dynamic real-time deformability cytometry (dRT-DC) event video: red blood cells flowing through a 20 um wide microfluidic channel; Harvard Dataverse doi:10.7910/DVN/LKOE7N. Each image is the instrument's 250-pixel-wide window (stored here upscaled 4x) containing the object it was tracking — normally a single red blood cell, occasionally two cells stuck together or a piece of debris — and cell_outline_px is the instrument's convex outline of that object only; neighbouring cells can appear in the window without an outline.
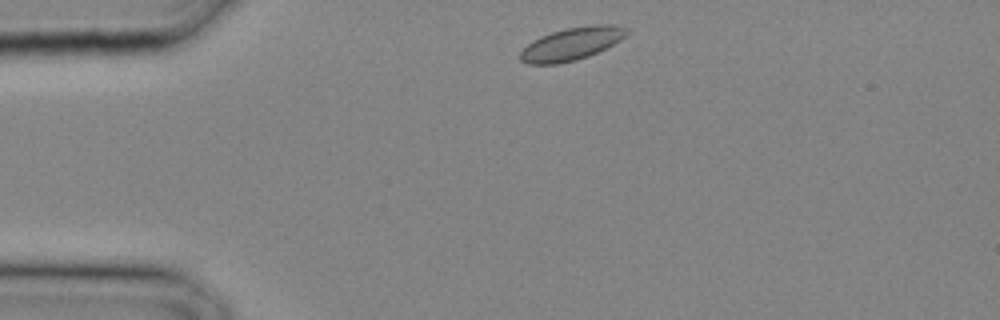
{"species": "common noctule bat (a hibernating species)", "species_latin": "Nyctalus noctula", "temperature_condition": "cold", "stored_images_in_passage": 21, "camera_frame_rate_fps": 3000, "um_per_image_px": 0.085, "animal": {"sex": "male", "body_mass_g": 20.4}, "frame": {"image": 1, "passage_image": 1, "time_ms": 0.0, "image_size_px": [1000, 320], "cell_outline_px": [[628, 32], [620, 40], [588, 56], [576, 60], [556, 64], [528, 64], [520, 60], [520, 52], [532, 40], [540, 36], [552, 32], [568, 28], [592, 24], [616, 24], [628, 28]], "centroid_in_image_um": [48.58, 3.71], "position_along_channel_um": 36.4, "area_um2": 20.17}}
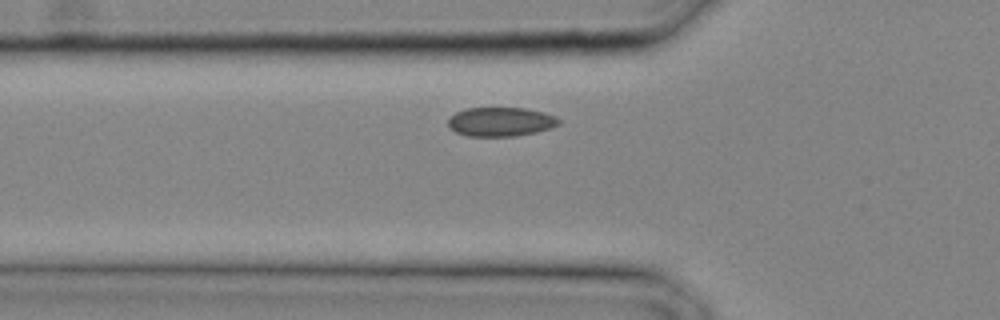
{"frame": {"image": 2, "passage_image": 5, "time_ms": 1.333, "image_size_px": [1000, 320], "cell_outline_px": [[560, 124], [536, 132], [512, 136], [468, 136], [456, 132], [448, 128], [448, 116], [464, 108], [528, 108], [544, 112], [556, 116], [560, 120]], "centroid_in_image_um": [42.52, 10.34], "position_along_channel_um": 83.3, "area_um2": 18.9}}
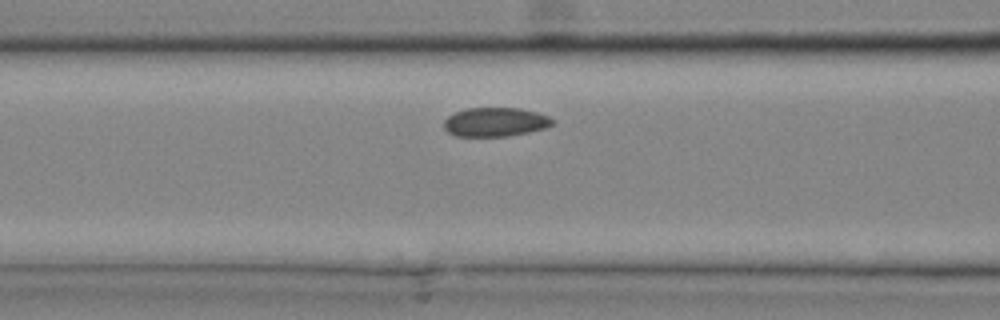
{"frame": {"image": 3, "passage_image": 7, "time_ms": 2.0, "image_size_px": [1000, 320], "cell_outline_px": [[556, 124], [544, 128], [528, 132], [508, 136], [456, 136], [448, 132], [444, 128], [444, 120], [448, 116], [456, 112], [468, 108], [520, 108], [536, 112], [548, 116], [556, 120]], "centroid_in_image_um": [42.13, 10.37], "position_along_channel_um": 124.5, "area_um2": 18.38}}